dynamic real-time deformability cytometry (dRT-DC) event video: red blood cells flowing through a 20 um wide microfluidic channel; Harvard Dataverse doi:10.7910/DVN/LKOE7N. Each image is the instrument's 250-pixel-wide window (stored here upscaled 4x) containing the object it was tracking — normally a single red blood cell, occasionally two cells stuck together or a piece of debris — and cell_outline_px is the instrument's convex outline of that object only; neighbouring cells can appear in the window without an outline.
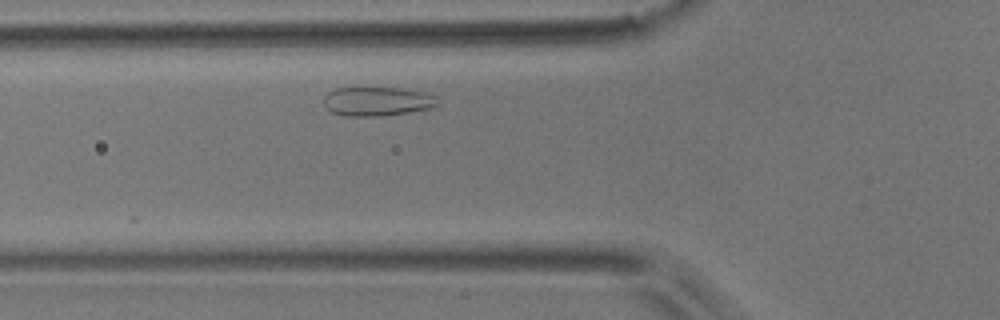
{"species": "common noctule bat (a hibernating species)", "species_latin": "Nyctalus noctula", "temperature_condition": "room temperature", "stored_images_in_passage": 3, "camera_frame_rate_fps": 3000, "um_per_image_px": 0.085, "animal": {"sex": "male", "body_mass_g": 17.9}, "frame": {"image": 1, "passage_image": 3, "time_ms": 0.667, "image_size_px": [1000, 320], "cell_outline_px": [[440, 104], [428, 108], [408, 112], [380, 116], [344, 116], [332, 112], [324, 104], [324, 96], [328, 92], [336, 88], [400, 88], [424, 92], [436, 96]], "centroid_in_image_um": [32.06, 8.61], "position_along_channel_um": 93.7, "area_um2": 19.19}}